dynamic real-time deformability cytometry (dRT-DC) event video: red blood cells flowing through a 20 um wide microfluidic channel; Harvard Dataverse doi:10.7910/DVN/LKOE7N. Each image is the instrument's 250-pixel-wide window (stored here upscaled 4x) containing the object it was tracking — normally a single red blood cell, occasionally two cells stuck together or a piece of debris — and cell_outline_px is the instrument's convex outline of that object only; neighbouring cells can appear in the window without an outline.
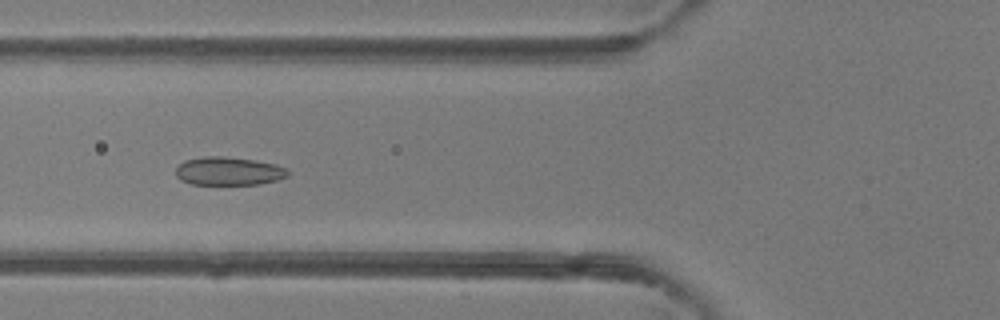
{"species": "common noctule bat (a hibernating species)", "species_latin": "Nyctalus noctula", "temperature_condition": "room temperature", "stored_images_in_passage": 38, "camera_frame_rate_fps": 3000, "um_per_image_px": 0.085, "animal": {"sex": "female"}, "frame": {"image": 1, "passage_image": 7, "time_ms": 2.0, "image_size_px": [1000, 320], "cell_outline_px": [[288, 176], [276, 180], [260, 184], [192, 184], [180, 180], [176, 176], [176, 168], [184, 160], [204, 156], [224, 156], [252, 160], [276, 164], [288, 168]], "centroid_in_image_um": [19.43, 14.54], "position_along_channel_um": 106.4, "area_um2": 18.5}}
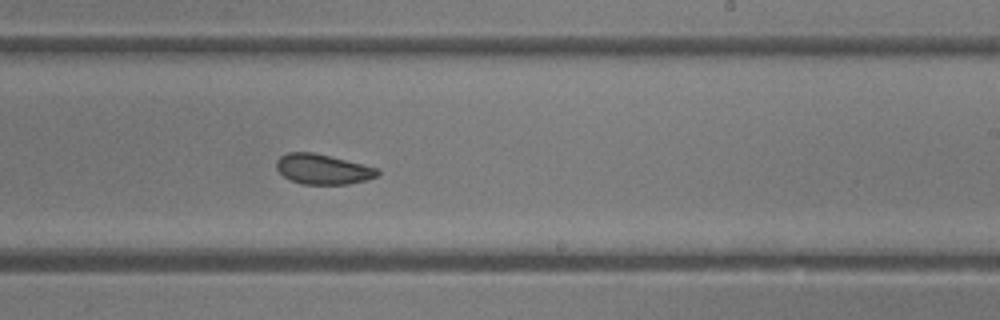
{"frame": {"image": 2, "passage_image": 18, "time_ms": 5.667, "image_size_px": [1000, 320], "cell_outline_px": [[380, 176], [368, 180], [348, 184], [300, 184], [284, 176], [276, 168], [276, 160], [280, 156], [288, 152], [312, 152], [376, 168], [380, 172]], "centroid_in_image_um": [27.43, 14.39], "position_along_channel_um": 261.6, "area_um2": 17.57}}
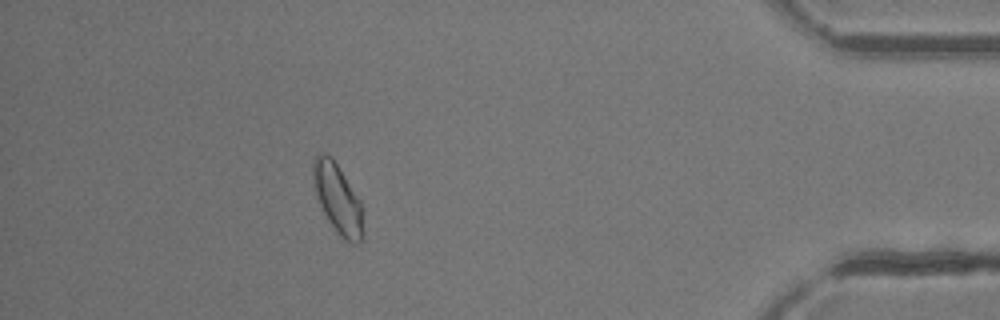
{"frame": {"image": 3, "passage_image": 32, "time_ms": 10.333, "image_size_px": [1000, 320], "cell_outline_px": [[364, 240], [360, 244], [352, 244], [344, 240], [340, 236], [328, 220], [320, 204], [316, 192], [312, 176], [312, 164], [316, 152], [324, 152], [332, 156], [360, 200], [364, 232]], "centroid_in_image_um": [28.72, 16.89], "position_along_channel_um": 406.5, "area_um2": 20.52}, "authors_computed_cell_mechanics": {"area_um2": 18.6694, "velocity_mm_per_s": 4.2333, "shape_relaxation_time_tau1_ms": 6.1437, "shape_relaxation_time_tau2_ms": 1.1881, "deformation_change_tau1": 0.0885, "deformation_change_tau2": 0.0539}}